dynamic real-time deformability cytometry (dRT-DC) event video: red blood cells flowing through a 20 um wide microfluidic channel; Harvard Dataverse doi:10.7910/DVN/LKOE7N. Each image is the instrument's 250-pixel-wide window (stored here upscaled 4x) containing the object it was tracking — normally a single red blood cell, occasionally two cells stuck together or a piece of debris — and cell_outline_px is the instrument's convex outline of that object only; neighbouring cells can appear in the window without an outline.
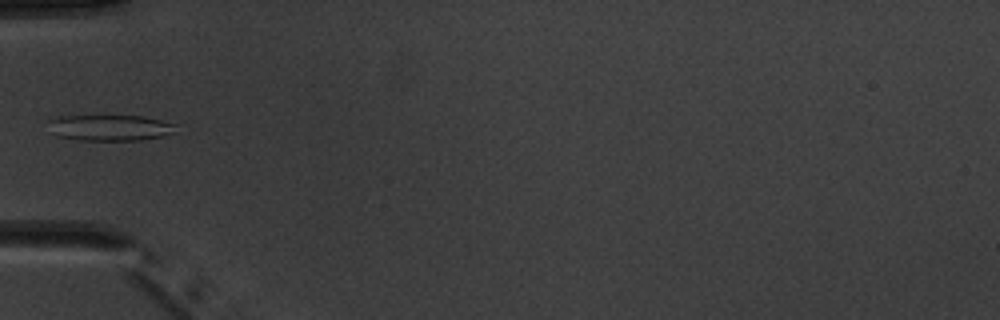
{"species": "common noctule bat (a hibernating species)", "species_latin": "Nyctalus noctula", "temperature_condition": "warm", "stored_images_in_passage": 5, "camera_frame_rate_fps": 3000, "um_per_image_px": 0.085, "animal": {"sex": "male", "body_mass_g": 20.1, "forearm_length_mm": 53.5}, "frame": {"image": 1, "passage_image": 5, "time_ms": 5.333, "image_size_px": [1000, 320], "cell_outline_px": [[180, 124], [176, 132], [164, 136], [140, 140], [80, 140], [56, 136], [48, 120], [56, 116], [140, 116]], "centroid_in_image_um": [9.43, 10.86], "position_along_channel_um": 75.6, "area_um2": 19.36}}